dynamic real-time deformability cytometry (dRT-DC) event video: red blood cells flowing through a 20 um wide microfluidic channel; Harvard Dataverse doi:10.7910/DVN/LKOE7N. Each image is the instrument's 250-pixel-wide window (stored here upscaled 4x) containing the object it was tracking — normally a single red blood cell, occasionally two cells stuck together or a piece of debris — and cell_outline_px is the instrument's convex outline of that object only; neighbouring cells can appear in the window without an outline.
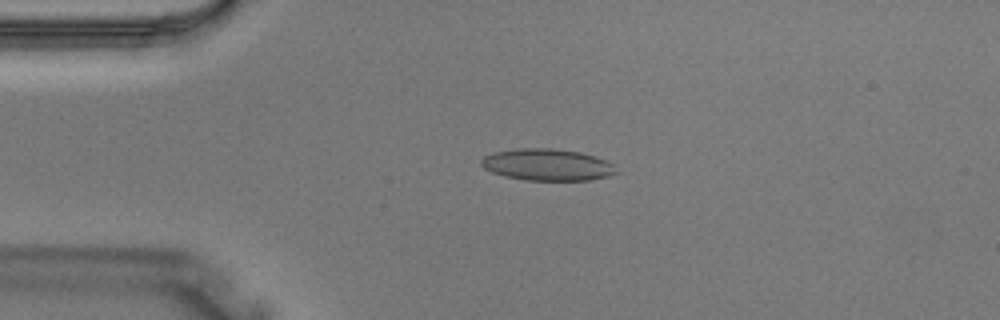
{"species": "Egyptian fruit bat (a non-hibernating species)", "species_latin": "Rousettus aegyptiacus", "temperature_condition": "warm", "stored_images_in_passage": 3, "camera_frame_rate_fps": 3000, "um_per_image_px": 0.085, "animal": {"sex": "male"}, "frame": {"image": 1, "passage_image": 3, "time_ms": 0.667, "image_size_px": [1000, 320], "cell_outline_px": [[616, 172], [608, 176], [588, 180], [524, 180], [504, 176], [492, 172], [484, 168], [480, 164], [480, 160], [484, 156], [496, 152], [516, 148], [552, 148], [580, 152], [596, 156], [612, 164]], "centroid_in_image_um": [46.47, 14.0], "position_along_channel_um": 38.5, "area_um2": 24.85}}